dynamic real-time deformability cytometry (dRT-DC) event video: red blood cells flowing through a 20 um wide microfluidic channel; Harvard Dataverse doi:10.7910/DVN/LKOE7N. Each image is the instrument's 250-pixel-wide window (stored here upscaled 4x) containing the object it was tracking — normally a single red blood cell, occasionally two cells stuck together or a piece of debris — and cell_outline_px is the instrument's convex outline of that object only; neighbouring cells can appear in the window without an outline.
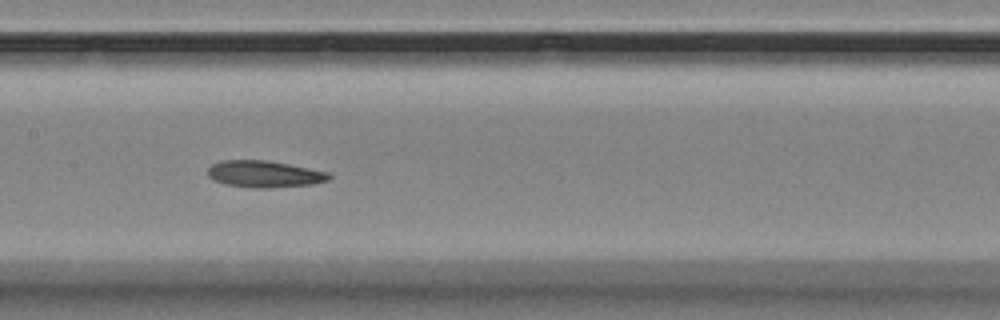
{"species": "Egyptian fruit bat (a non-hibernating species)", "species_latin": "Rousettus aegyptiacus", "temperature_condition": "room temperature", "stored_images_in_passage": 9, "camera_frame_rate_fps": 3000, "um_per_image_px": 0.085, "animal": {"sex": "female"}, "frame": {"image": 1, "passage_image": 8, "time_ms": 8.667, "image_size_px": [1000, 320], "cell_outline_px": [[332, 176], [328, 180], [312, 184], [268, 188], [252, 188], [224, 184], [212, 180], [208, 176], [208, 168], [212, 164], [220, 160], [268, 160], [328, 172]], "centroid_in_image_um": [22.43, 14.79], "position_along_channel_um": 185.0, "area_um2": 18.96}}
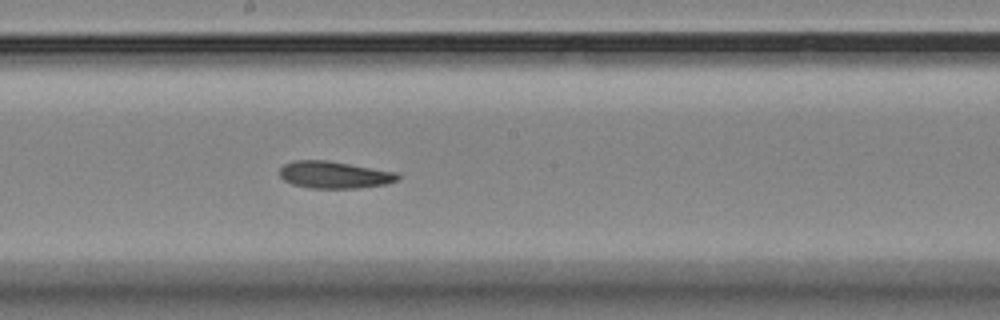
{"frame": {"image": 2, "passage_image": 9, "time_ms": 9.667, "image_size_px": [1000, 320], "cell_outline_px": [[400, 180], [388, 184], [356, 188], [308, 188], [292, 184], [284, 180], [280, 176], [280, 168], [284, 164], [292, 160], [328, 160], [396, 172], [400, 176]], "centroid_in_image_um": [28.42, 14.86], "position_along_channel_um": 219.8, "area_um2": 18.79}}